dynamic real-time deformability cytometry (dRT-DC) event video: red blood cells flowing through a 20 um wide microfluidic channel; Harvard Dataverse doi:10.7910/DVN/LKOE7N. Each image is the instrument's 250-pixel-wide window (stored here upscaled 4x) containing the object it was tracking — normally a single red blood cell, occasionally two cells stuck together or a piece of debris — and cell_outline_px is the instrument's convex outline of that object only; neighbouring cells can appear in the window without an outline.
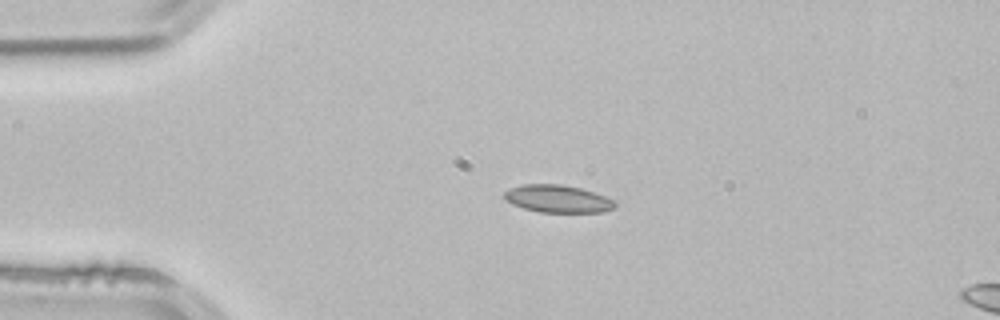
{"species": "common noctule bat (a hibernating species)", "species_latin": "Nyctalus noctula", "temperature_condition": "room temperature", "stored_images_in_passage": 2, "camera_frame_rate_fps": 3000, "um_per_image_px": 0.085, "animal": {"sex": "male", "body_mass_g": 21.5, "forearm_length_mm": 52.0}, "frame": {"image": 1, "passage_image": 1, "time_ms": 0.0, "image_size_px": [1000, 320], "cell_outline_px": [[616, 208], [604, 212], [540, 212], [524, 208], [512, 204], [504, 196], [504, 192], [508, 188], [520, 184], [560, 184], [580, 188], [616, 200]], "centroid_in_image_um": [47.42, 16.89], "position_along_channel_um": 37.6, "area_um2": 17.8}}